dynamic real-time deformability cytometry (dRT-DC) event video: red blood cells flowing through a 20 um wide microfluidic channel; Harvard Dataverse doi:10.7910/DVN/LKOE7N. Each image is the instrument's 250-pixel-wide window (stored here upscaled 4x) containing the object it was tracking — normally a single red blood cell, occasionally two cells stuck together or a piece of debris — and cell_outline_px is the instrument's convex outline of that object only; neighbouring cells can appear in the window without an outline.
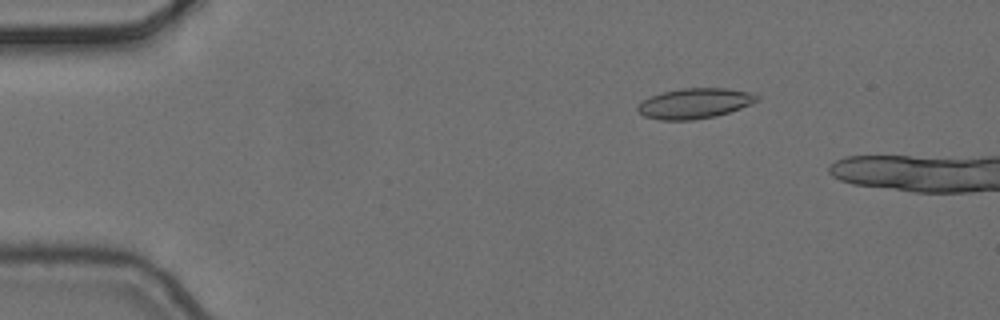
{"species": "common noctule bat (a hibernating species)", "species_latin": "Nyctalus noctula", "temperature_condition": "cold", "stored_images_in_passage": 5, "camera_frame_rate_fps": 3000, "um_per_image_px": 0.085, "animal": {"sex": "female", "body_mass_g": 24.6, "forearm_length_mm": 56.2}, "frame": {"image": 1, "passage_image": 3, "time_ms": 0.667, "image_size_px": [1000, 320], "cell_outline_px": [[760, 100], [740, 108], [716, 116], [692, 120], [660, 120], [644, 116], [636, 108], [644, 100], [652, 96], [664, 92], [680, 88], [728, 88], [752, 92], [760, 96]], "centroid_in_image_um": [59.1, 8.78], "position_along_channel_um": 25.9, "area_um2": 20.98}}